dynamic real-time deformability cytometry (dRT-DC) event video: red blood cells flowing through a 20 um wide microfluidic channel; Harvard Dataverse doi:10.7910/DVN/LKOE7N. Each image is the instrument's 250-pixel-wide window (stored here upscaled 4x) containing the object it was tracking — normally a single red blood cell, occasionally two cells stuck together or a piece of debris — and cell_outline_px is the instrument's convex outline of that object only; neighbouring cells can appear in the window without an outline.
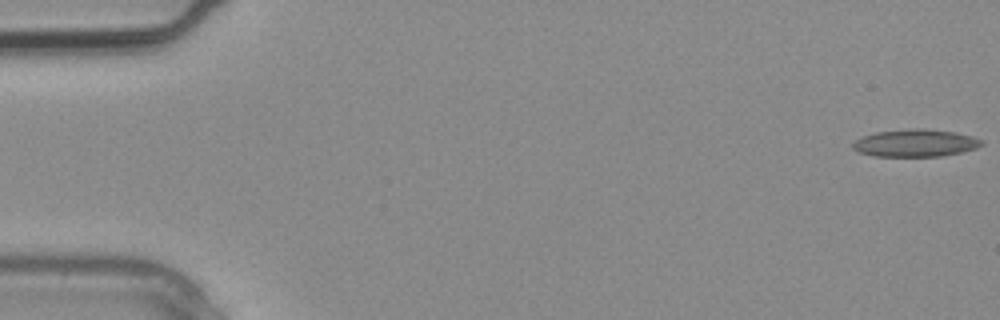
{"species": "common noctule bat (a hibernating species)", "species_latin": "Nyctalus noctula", "temperature_condition": "warm", "stored_images_in_passage": 2, "camera_frame_rate_fps": 3000, "um_per_image_px": 0.085, "animal": {"sex": "male", "body_mass_g": 20.4}, "frame": {"image": 1, "passage_image": 2, "time_ms": 0.333, "image_size_px": [1000, 320], "cell_outline_px": [[984, 144], [976, 148], [960, 152], [940, 156], [872, 156], [856, 152], [852, 148], [852, 144], [856, 140], [864, 136], [876, 132], [912, 128], [924, 128], [956, 132], [972, 136], [984, 140]], "centroid_in_image_um": [77.81, 12.15], "position_along_channel_um": 7.2, "area_um2": 20.69}}